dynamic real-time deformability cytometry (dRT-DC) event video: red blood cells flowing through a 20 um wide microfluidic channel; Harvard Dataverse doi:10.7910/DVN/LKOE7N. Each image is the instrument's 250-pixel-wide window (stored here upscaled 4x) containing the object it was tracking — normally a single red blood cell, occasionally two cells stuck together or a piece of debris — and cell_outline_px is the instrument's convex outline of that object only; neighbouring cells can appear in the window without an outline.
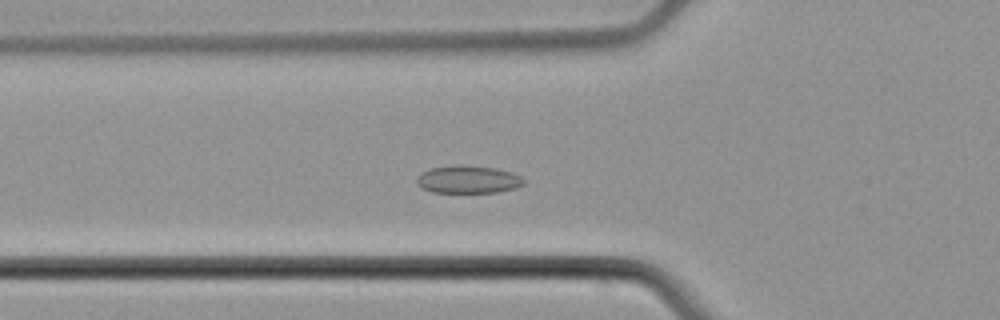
{"species": "common noctule bat (a hibernating species)", "species_latin": "Nyctalus noctula", "temperature_condition": "cold", "stored_images_in_passage": 37, "camera_frame_rate_fps": 3000, "um_per_image_px": 0.085, "animal": {"sex": "male", "body_mass_g": 21.5, "forearm_length_mm": 52.0}, "frame": {"image": 1, "passage_image": 5, "time_ms": 1.333, "image_size_px": [1000, 320], "cell_outline_px": [[524, 184], [516, 188], [500, 192], [432, 192], [420, 188], [416, 184], [416, 180], [420, 172], [432, 168], [460, 164], [492, 168], [508, 172], [520, 176], [524, 180]], "centroid_in_image_um": [39.74, 15.26], "position_along_channel_um": 86.1, "area_um2": 17.22}}
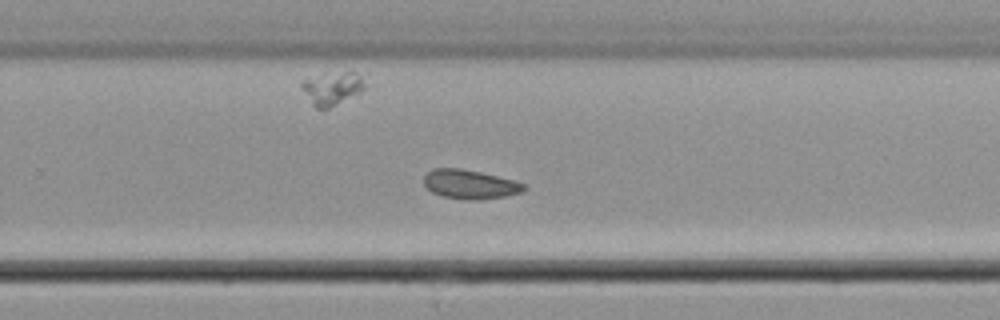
{"frame": {"image": 2, "passage_image": 20, "time_ms": 6.333, "image_size_px": [1000, 320], "cell_outline_px": [[528, 188], [520, 192], [504, 196], [480, 200], [464, 200], [440, 196], [432, 192], [424, 184], [424, 176], [432, 168], [460, 168], [480, 172], [512, 180], [524, 184]], "centroid_in_image_um": [39.91, 15.67], "position_along_channel_um": 289.9, "area_um2": 16.94}}
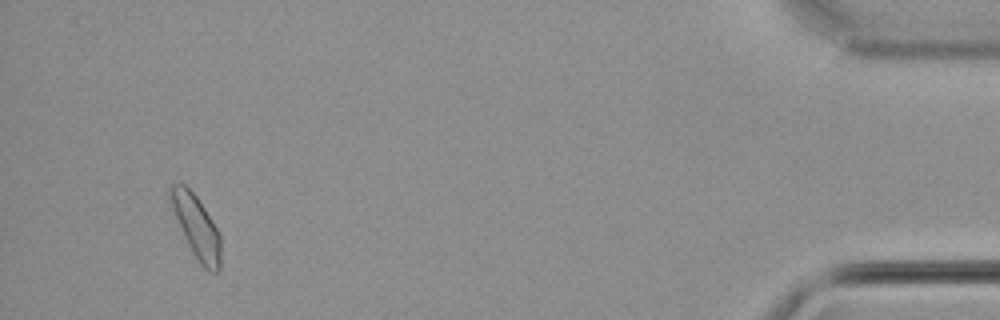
{"frame": {"image": 3, "passage_image": 35, "time_ms": 11.333, "image_size_px": [1000, 320], "cell_outline_px": [[220, 268], [216, 272], [212, 272], [204, 268], [196, 260], [184, 236], [172, 208], [168, 196], [168, 188], [172, 184], [184, 184], [196, 196], [212, 220], [220, 236]], "centroid_in_image_um": [16.68, 19.27], "position_along_channel_um": 418.5, "area_um2": 18.09}}